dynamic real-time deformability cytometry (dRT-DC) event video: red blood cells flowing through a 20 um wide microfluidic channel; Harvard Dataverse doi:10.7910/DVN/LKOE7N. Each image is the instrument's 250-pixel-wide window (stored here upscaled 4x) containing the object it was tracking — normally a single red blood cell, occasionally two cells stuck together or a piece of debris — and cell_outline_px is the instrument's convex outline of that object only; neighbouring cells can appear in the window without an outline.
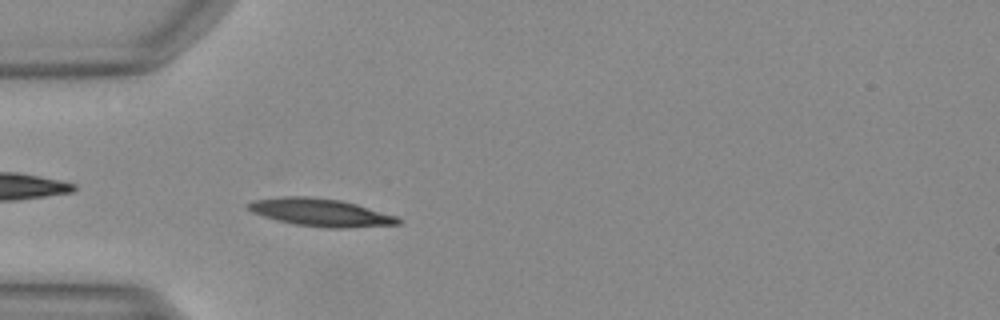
{"species": "Egyptian fruit bat (a non-hibernating species)", "species_latin": "Rousettus aegyptiacus", "temperature_condition": "warm", "stored_images_in_passage": 37, "camera_frame_rate_fps": 3000, "um_per_image_px": 0.085, "animal": {"sex": "female"}, "frame": {"image": 1, "passage_image": 2, "time_ms": 0.333, "image_size_px": [1000, 320], "cell_outline_px": [[404, 220], [400, 224], [344, 228], [328, 228], [296, 224], [276, 220], [252, 212], [244, 208], [244, 204], [252, 200], [284, 196], [304, 196], [340, 200], [356, 204], [396, 216]], "centroid_in_image_um": [27.21, 18.05], "position_along_channel_um": 57.8, "area_um2": 24.22}}
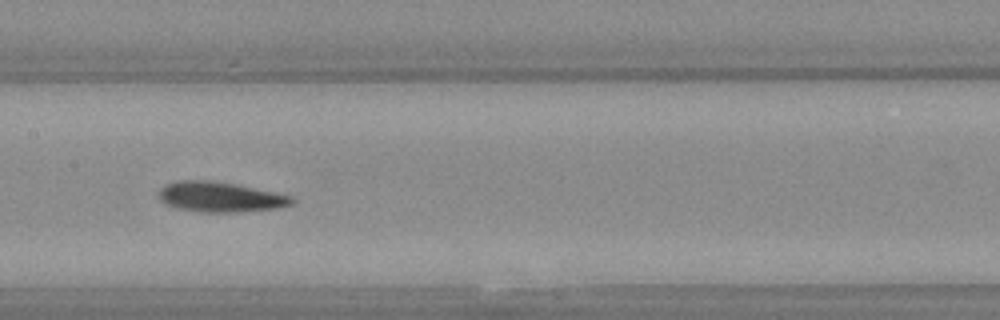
{"frame": {"image": 2, "passage_image": 12, "time_ms": 3.667, "image_size_px": [1000, 320], "cell_outline_px": [[296, 200], [292, 204], [276, 208], [236, 212], [204, 212], [176, 208], [160, 200], [160, 188], [176, 180], [208, 180], [232, 184], [292, 196]], "centroid_in_image_um": [18.7, 16.74], "position_along_channel_um": 188.7, "area_um2": 22.89}}
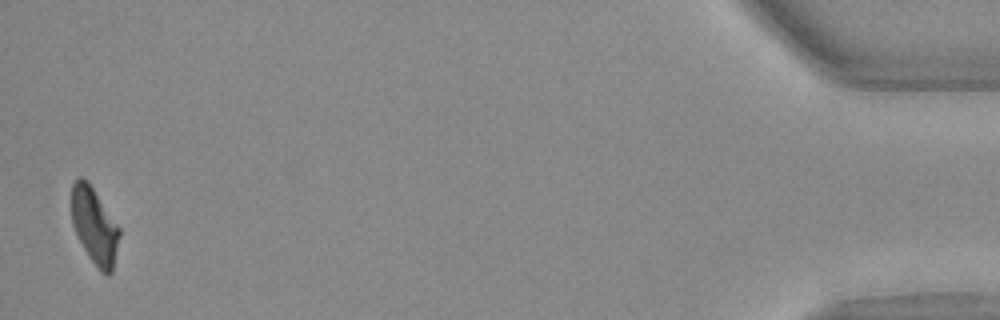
{"frame": {"image": 3, "passage_image": 36, "time_ms": 11.667, "image_size_px": [1000, 320], "cell_outline_px": [[120, 236], [112, 272], [108, 276], [104, 276], [100, 272], [88, 256], [72, 224], [72, 184], [80, 176], [88, 180], [120, 228]], "centroid_in_image_um": [8.05, 19.22], "position_along_channel_um": 427.2, "area_um2": 21.27}}